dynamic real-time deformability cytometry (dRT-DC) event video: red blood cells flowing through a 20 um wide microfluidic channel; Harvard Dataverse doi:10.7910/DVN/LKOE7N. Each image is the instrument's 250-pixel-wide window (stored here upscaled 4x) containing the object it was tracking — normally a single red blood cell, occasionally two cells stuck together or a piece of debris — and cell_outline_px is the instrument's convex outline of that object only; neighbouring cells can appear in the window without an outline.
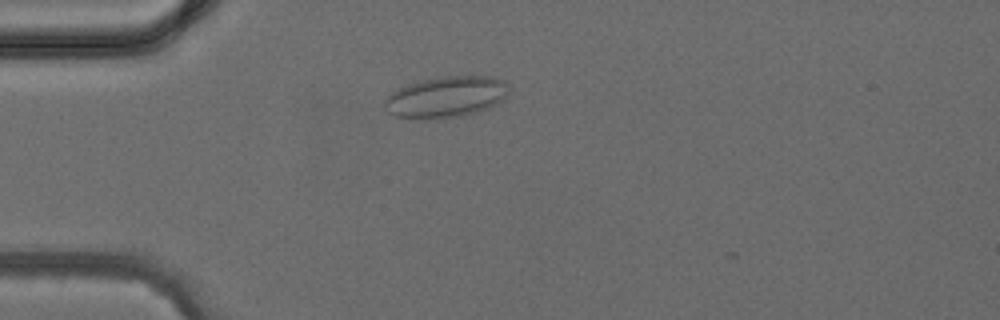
{"species": "common noctule bat (a hibernating species)", "species_latin": "Nyctalus noctula", "temperature_condition": "cold", "stored_images_in_passage": 2, "camera_frame_rate_fps": 3000, "um_per_image_px": 0.085, "animal": {"sex": "female", "body_mass_g": 24.6, "forearm_length_mm": 56.2}, "frame": {"image": 1, "passage_image": 2, "time_ms": 1.0, "image_size_px": [1000, 320], "cell_outline_px": [[508, 96], [496, 104], [488, 108], [464, 116], [424, 120], [408, 120], [396, 116], [388, 112], [384, 108], [384, 100], [396, 88], [408, 84], [424, 80], [444, 76], [492, 76], [504, 80]], "centroid_in_image_um": [37.87, 8.27], "position_along_channel_um": 47.1, "area_um2": 30.17}}